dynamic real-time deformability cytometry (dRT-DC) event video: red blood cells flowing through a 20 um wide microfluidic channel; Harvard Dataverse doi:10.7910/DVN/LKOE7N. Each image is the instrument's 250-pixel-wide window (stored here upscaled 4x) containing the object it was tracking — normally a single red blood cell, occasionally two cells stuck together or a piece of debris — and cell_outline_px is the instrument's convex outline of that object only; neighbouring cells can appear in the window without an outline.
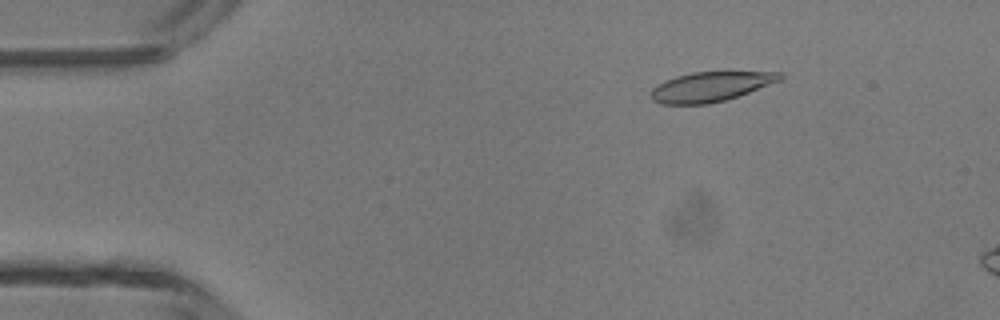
{"species": "common noctule bat (a hibernating species)", "species_latin": "Nyctalus noctula", "temperature_condition": "room temperature", "stored_images_in_passage": 12, "camera_frame_rate_fps": 3000, "um_per_image_px": 0.085, "animal": {"sex": "male", "body_mass_g": 13.3}, "frame": {"image": 1, "passage_image": 7, "time_ms": 2.0, "image_size_px": [1000, 320], "cell_outline_px": [[784, 76], [780, 80], [748, 92], [724, 100], [708, 104], [660, 104], [652, 100], [652, 88], [676, 76], [692, 72], [780, 72]], "centroid_in_image_um": [60.39, 7.37], "position_along_channel_um": 24.6, "area_um2": 21.85}}